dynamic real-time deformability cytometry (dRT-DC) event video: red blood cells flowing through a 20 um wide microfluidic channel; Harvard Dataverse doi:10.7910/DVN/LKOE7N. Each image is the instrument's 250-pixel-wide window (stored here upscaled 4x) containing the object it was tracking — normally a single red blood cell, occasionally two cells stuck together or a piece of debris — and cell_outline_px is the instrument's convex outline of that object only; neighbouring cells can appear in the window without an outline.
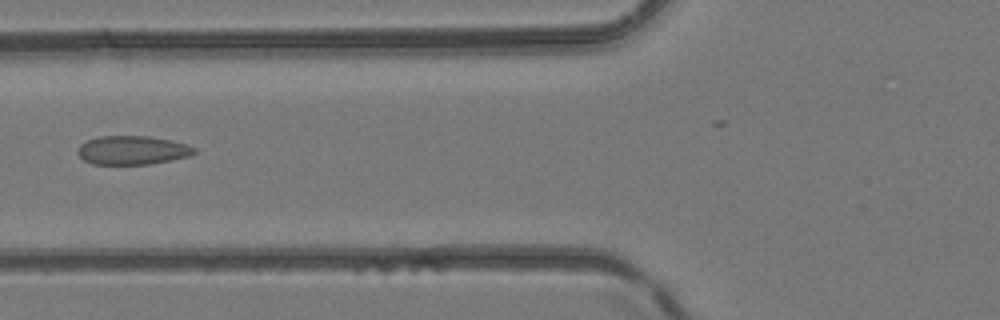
{"species": "common noctule bat (a hibernating species)", "species_latin": "Nyctalus noctula", "temperature_condition": "room temperature", "stored_images_in_passage": 6, "camera_frame_rate_fps": 3000, "um_per_image_px": 0.085, "animal": {"sex": "female", "body_mass_g": 24.6, "forearm_length_mm": 56.2}, "frame": {"image": 1, "passage_image": 6, "time_ms": 1.667, "image_size_px": [1000, 320], "cell_outline_px": [[196, 152], [188, 156], [172, 160], [148, 164], [92, 164], [84, 160], [76, 152], [80, 144], [88, 140], [100, 136], [148, 136], [168, 140], [184, 144], [196, 148]], "centroid_in_image_um": [11.22, 12.77], "position_along_channel_um": 114.6, "area_um2": 19.36}}